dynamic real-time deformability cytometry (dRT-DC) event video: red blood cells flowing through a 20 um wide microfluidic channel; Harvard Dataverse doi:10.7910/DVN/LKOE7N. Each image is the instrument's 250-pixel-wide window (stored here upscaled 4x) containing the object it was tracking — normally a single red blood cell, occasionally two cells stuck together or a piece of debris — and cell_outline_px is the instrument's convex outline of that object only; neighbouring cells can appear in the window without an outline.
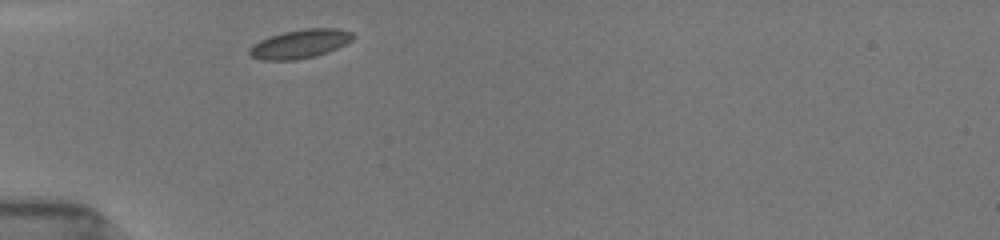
{"species": "common noctule bat (a hibernating species)", "species_latin": "Nyctalus noctula", "temperature_condition": "room temperature", "stored_images_in_passage": 32, "camera_frame_rate_fps": 3000, "um_per_image_px": 0.085, "animal": {"sex": "female", "body_mass_g": 19.5, "forearm_length_mm": 54.1}, "frame": {"image": 1, "passage_image": 1, "time_ms": 0.0, "image_size_px": [1000, 240], "cell_outline_px": [[356, 36], [352, 40], [328, 52], [316, 56], [296, 60], [260, 60], [252, 56], [248, 52], [248, 48], [260, 40], [284, 32], [308, 28], [336, 28], [352, 32]], "centroid_in_image_um": [25.51, 3.73], "position_along_channel_um": 59.5, "area_um2": 17.28}}
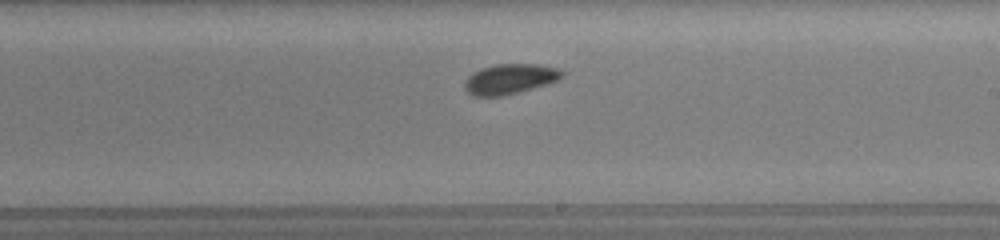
{"frame": {"image": 2, "passage_image": 16, "time_ms": 5.0, "image_size_px": [1000, 240], "cell_outline_px": [[564, 76], [548, 84], [500, 96], [472, 96], [464, 88], [464, 80], [472, 72], [480, 68], [496, 64], [536, 64], [560, 68], [564, 72]], "centroid_in_image_um": [43.32, 6.7], "position_along_channel_um": 245.7, "area_um2": 17.17}}
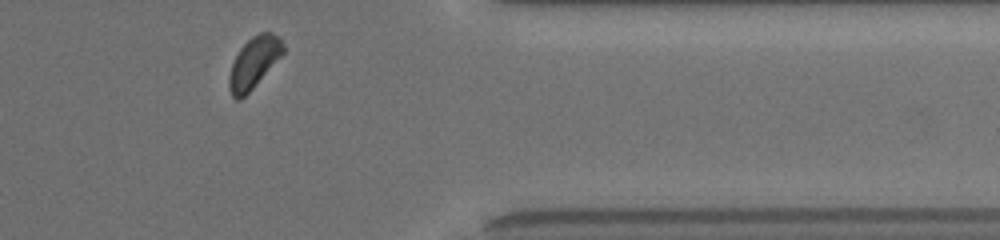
{"frame": {"image": 3, "passage_image": 28, "time_ms": 9.0, "image_size_px": [1000, 240], "cell_outline_px": [[284, 52], [252, 88], [240, 100], [236, 100], [232, 96], [228, 88], [228, 76], [232, 64], [240, 48], [252, 36], [260, 32], [272, 32], [280, 36], [284, 48]], "centroid_in_image_um": [21.56, 5.3], "position_along_channel_um": 389.8, "area_um2": 15.9}, "authors_computed_cell_mechanics": {"area_um2": 16.8487, "velocity_mm_per_s": 3.9092, "shape_relaxation_time_tau1_ms": 0.9529, "shape_relaxation_time_tau2_ms": 4.974, "deformation_change_tau1": 0.055, "deformation_change_tau2": 0.0712}}